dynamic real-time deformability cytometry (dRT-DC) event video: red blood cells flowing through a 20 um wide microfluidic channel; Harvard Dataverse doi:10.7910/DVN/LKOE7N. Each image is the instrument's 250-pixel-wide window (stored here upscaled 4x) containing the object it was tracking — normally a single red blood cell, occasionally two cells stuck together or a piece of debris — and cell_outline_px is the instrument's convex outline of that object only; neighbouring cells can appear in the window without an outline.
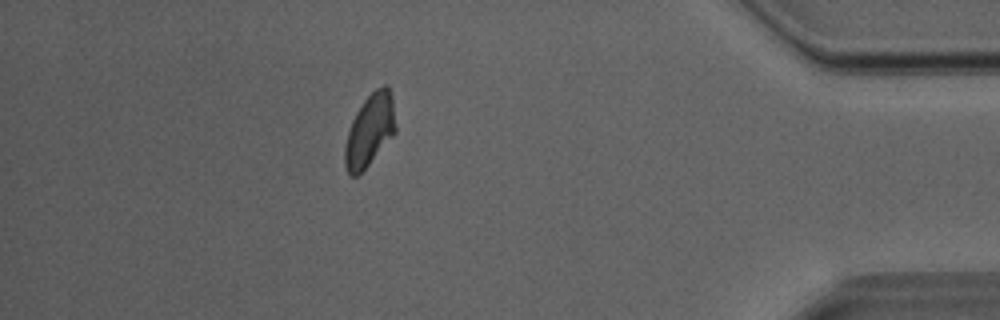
{"species": "Egyptian fruit bat (a non-hibernating species)", "species_latin": "Rousettus aegyptiacus", "temperature_condition": "room temperature", "stored_images_in_passage": 24, "camera_frame_rate_fps": 3000, "um_per_image_px": 0.085, "animal": {"sex": "male"}, "frame": {"image": 1, "passage_image": 23, "time_ms": 7.333, "image_size_px": [1000, 320], "cell_outline_px": [[396, 132], [368, 164], [356, 176], [352, 176], [348, 172], [344, 164], [344, 148], [348, 132], [352, 120], [356, 112], [364, 100], [376, 88], [384, 84], [388, 84], [392, 92], [396, 128]], "centroid_in_image_um": [31.44, 11.02], "position_along_channel_um": 403.8, "area_um2": 21.21}}